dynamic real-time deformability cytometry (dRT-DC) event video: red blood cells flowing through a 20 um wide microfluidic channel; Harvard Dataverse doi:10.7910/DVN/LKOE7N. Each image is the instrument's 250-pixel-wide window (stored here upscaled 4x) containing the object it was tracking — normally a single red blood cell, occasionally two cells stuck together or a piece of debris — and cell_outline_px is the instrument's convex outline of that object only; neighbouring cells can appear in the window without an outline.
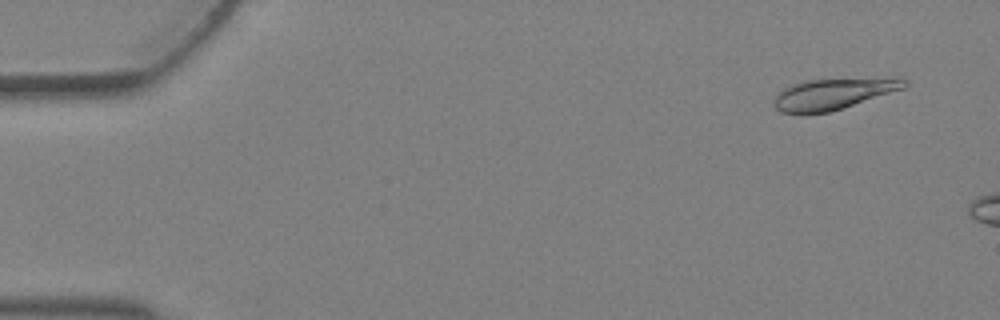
{"species": "Egyptian fruit bat (a non-hibernating species)", "species_latin": "Rousettus aegyptiacus", "temperature_condition": "warm", "stored_images_in_passage": 2, "camera_frame_rate_fps": 3000, "um_per_image_px": 0.085, "animal": {"sex": "female"}, "frame": {"image": 1, "passage_image": 1, "time_ms": 0.0, "image_size_px": [1000, 320], "cell_outline_px": [[908, 84], [904, 88], [828, 112], [804, 116], [780, 112], [772, 104], [776, 96], [784, 88], [792, 84], [804, 80], [900, 76], [908, 80]], "centroid_in_image_um": [70.83, 7.97], "position_along_channel_um": 14.2, "area_um2": 24.28}}